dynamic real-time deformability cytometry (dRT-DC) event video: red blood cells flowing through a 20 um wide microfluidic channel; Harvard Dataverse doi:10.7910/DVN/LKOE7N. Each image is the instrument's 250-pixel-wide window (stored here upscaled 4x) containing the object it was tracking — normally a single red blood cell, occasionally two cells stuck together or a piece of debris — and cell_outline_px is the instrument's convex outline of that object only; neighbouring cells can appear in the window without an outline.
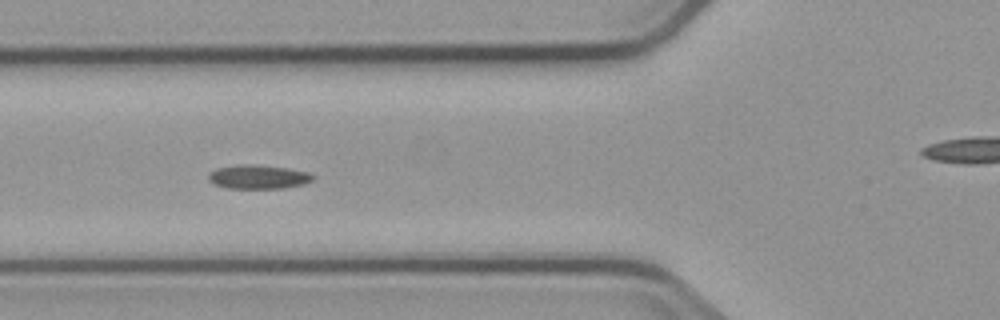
{"species": "common noctule bat (a hibernating species)", "species_latin": "Nyctalus noctula", "temperature_condition": "cold", "stored_images_in_passage": 8, "camera_frame_rate_fps": 3000, "um_per_image_px": 0.085, "animal": {"sex": "male", "body_mass_g": 23.1, "forearm_length_mm": 52.7}, "frame": {"image": 1, "passage_image": 6, "time_ms": 6.0, "image_size_px": [1000, 320], "cell_outline_px": [[316, 176], [312, 180], [304, 184], [284, 188], [228, 188], [212, 184], [208, 180], [208, 172], [216, 168], [236, 164], [252, 164], [288, 168], [308, 172]], "centroid_in_image_um": [21.92, 15.02], "position_along_channel_um": 103.9, "area_um2": 14.8}}
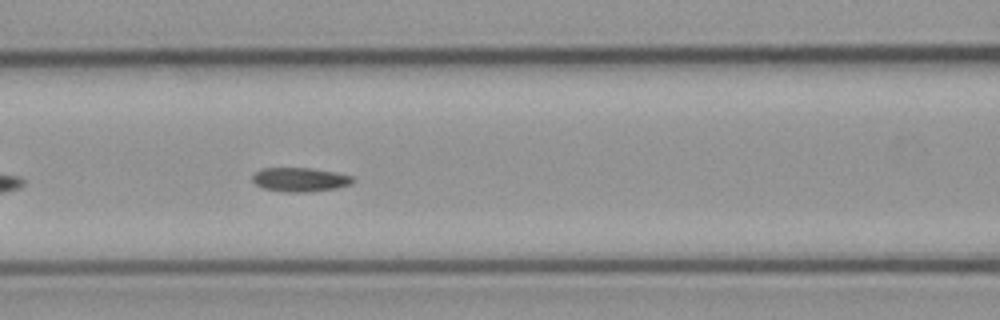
{"frame": {"image": 2, "passage_image": 7, "time_ms": 7.0, "image_size_px": [1000, 320], "cell_outline_px": [[356, 180], [352, 184], [336, 188], [308, 192], [284, 192], [264, 188], [256, 184], [252, 180], [252, 172], [260, 168], [312, 168], [336, 172], [352, 176]], "centroid_in_image_um": [25.49, 15.26], "position_along_channel_um": 141.1, "area_um2": 14.28}}
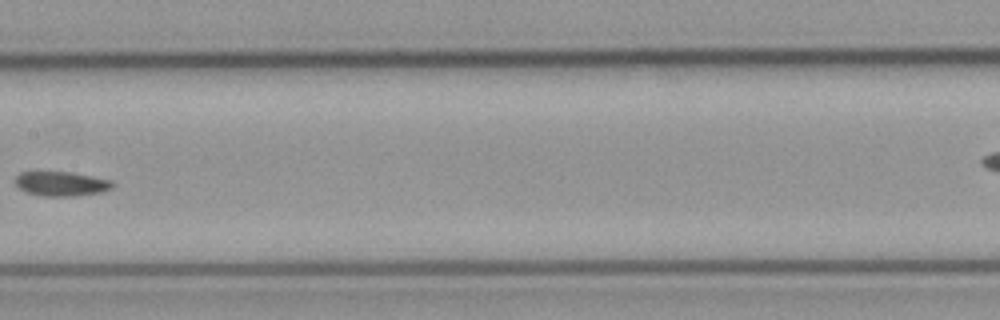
{"frame": {"image": 3, "passage_image": 8, "time_ms": 8.667, "image_size_px": [1000, 320], "cell_outline_px": [[116, 184], [112, 188], [100, 192], [76, 196], [40, 196], [24, 192], [12, 180], [20, 172], [68, 172], [112, 180]], "centroid_in_image_um": [5.18, 15.63], "position_along_channel_um": 202.2, "area_um2": 13.99}}